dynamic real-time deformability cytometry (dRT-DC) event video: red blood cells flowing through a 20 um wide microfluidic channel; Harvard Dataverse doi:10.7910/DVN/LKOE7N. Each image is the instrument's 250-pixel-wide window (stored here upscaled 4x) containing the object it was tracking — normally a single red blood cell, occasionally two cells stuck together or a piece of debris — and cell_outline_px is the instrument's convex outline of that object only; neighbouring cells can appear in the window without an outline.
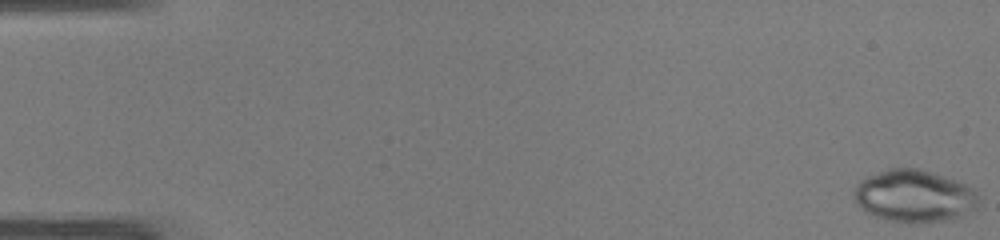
{"species": "common noctule bat (a hibernating species)", "species_latin": "Nyctalus noctula", "temperature_condition": "warm", "stored_images_in_passage": 12, "camera_frame_rate_fps": 3000, "um_per_image_px": 0.085, "animal": {"sex": "male", "body_mass_g": 19.0, "forearm_length_mm": 50.8}, "frame": {"image": 1, "passage_image": 1, "time_ms": 0.0, "image_size_px": [1000, 240], "cell_outline_px": [[980, 204], [976, 208], [952, 220], [892, 220], [876, 216], [864, 212], [856, 200], [856, 188], [860, 180], [876, 172], [888, 168], [920, 168], [956, 180], [976, 188], [980, 196]], "centroid_in_image_um": [77.78, 16.61], "position_along_channel_um": 7.2, "area_um2": 37.45}}